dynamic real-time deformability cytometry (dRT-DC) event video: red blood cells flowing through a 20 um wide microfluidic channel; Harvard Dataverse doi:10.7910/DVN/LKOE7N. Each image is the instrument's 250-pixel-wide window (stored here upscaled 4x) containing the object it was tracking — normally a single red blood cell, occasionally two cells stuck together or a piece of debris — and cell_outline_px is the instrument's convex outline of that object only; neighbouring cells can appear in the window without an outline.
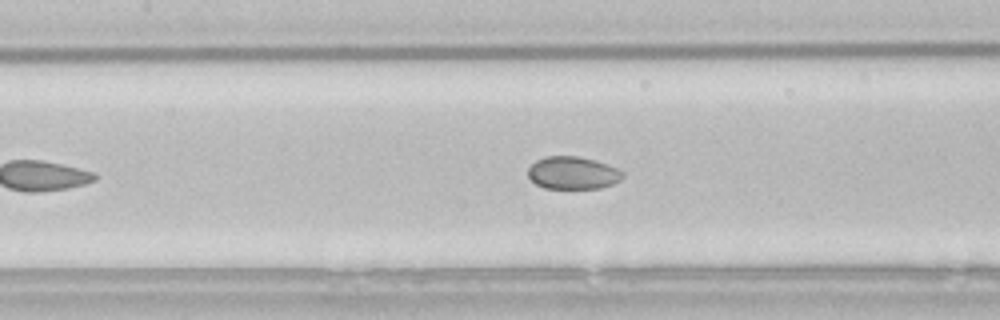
{"species": "common noctule bat (a hibernating species)", "species_latin": "Nyctalus noctula", "temperature_condition": "room temperature", "stored_images_in_passage": 17, "camera_frame_rate_fps": 3000, "um_per_image_px": 0.085, "animal": {"sex": "male", "body_mass_g": 21.5, "forearm_length_mm": 52.0}, "frame": {"image": 1, "passage_image": 8, "time_ms": 2.333, "image_size_px": [1000, 320], "cell_outline_px": [[624, 176], [620, 180], [612, 184], [600, 188], [544, 188], [536, 184], [528, 176], [528, 168], [536, 160], [544, 156], [580, 156], [596, 160], [616, 168], [624, 172]], "centroid_in_image_um": [48.68, 14.69], "position_along_channel_um": 158.7, "area_um2": 18.03}}